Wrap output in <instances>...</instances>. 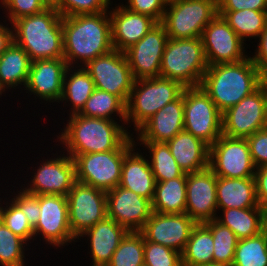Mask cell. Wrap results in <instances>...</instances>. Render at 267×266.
Returning a JSON list of instances; mask_svg holds the SVG:
<instances>
[{
  "label": "cell",
  "instance_id": "cell-1",
  "mask_svg": "<svg viewBox=\"0 0 267 266\" xmlns=\"http://www.w3.org/2000/svg\"><path fill=\"white\" fill-rule=\"evenodd\" d=\"M67 121L57 140L67 149L68 155L131 150L137 146L134 135L116 120L73 114Z\"/></svg>",
  "mask_w": 267,
  "mask_h": 266
},
{
  "label": "cell",
  "instance_id": "cell-2",
  "mask_svg": "<svg viewBox=\"0 0 267 266\" xmlns=\"http://www.w3.org/2000/svg\"><path fill=\"white\" fill-rule=\"evenodd\" d=\"M62 29L63 58L68 66L83 67L114 49L109 11L63 17Z\"/></svg>",
  "mask_w": 267,
  "mask_h": 266
},
{
  "label": "cell",
  "instance_id": "cell-3",
  "mask_svg": "<svg viewBox=\"0 0 267 266\" xmlns=\"http://www.w3.org/2000/svg\"><path fill=\"white\" fill-rule=\"evenodd\" d=\"M262 82L250 55L235 63L208 66L200 86L223 113L256 91Z\"/></svg>",
  "mask_w": 267,
  "mask_h": 266
},
{
  "label": "cell",
  "instance_id": "cell-4",
  "mask_svg": "<svg viewBox=\"0 0 267 266\" xmlns=\"http://www.w3.org/2000/svg\"><path fill=\"white\" fill-rule=\"evenodd\" d=\"M62 16L56 8H46L12 23L14 42L31 61L64 57Z\"/></svg>",
  "mask_w": 267,
  "mask_h": 266
},
{
  "label": "cell",
  "instance_id": "cell-5",
  "mask_svg": "<svg viewBox=\"0 0 267 266\" xmlns=\"http://www.w3.org/2000/svg\"><path fill=\"white\" fill-rule=\"evenodd\" d=\"M208 68L200 37L168 38L160 67V77L176 80L184 87L200 86Z\"/></svg>",
  "mask_w": 267,
  "mask_h": 266
},
{
  "label": "cell",
  "instance_id": "cell-6",
  "mask_svg": "<svg viewBox=\"0 0 267 266\" xmlns=\"http://www.w3.org/2000/svg\"><path fill=\"white\" fill-rule=\"evenodd\" d=\"M184 89L180 82L160 76L135 80L126 104V125L134 123L137 131L166 104L177 100Z\"/></svg>",
  "mask_w": 267,
  "mask_h": 266
},
{
  "label": "cell",
  "instance_id": "cell-7",
  "mask_svg": "<svg viewBox=\"0 0 267 266\" xmlns=\"http://www.w3.org/2000/svg\"><path fill=\"white\" fill-rule=\"evenodd\" d=\"M218 14L217 0H172L167 3L162 24L170 39L201 37Z\"/></svg>",
  "mask_w": 267,
  "mask_h": 266
},
{
  "label": "cell",
  "instance_id": "cell-8",
  "mask_svg": "<svg viewBox=\"0 0 267 266\" xmlns=\"http://www.w3.org/2000/svg\"><path fill=\"white\" fill-rule=\"evenodd\" d=\"M184 130L209 147L222 135V113L201 86L184 89Z\"/></svg>",
  "mask_w": 267,
  "mask_h": 266
},
{
  "label": "cell",
  "instance_id": "cell-9",
  "mask_svg": "<svg viewBox=\"0 0 267 266\" xmlns=\"http://www.w3.org/2000/svg\"><path fill=\"white\" fill-rule=\"evenodd\" d=\"M83 67L91 76L95 88L118 96L127 104L135 79L124 52L112 49Z\"/></svg>",
  "mask_w": 267,
  "mask_h": 266
},
{
  "label": "cell",
  "instance_id": "cell-10",
  "mask_svg": "<svg viewBox=\"0 0 267 266\" xmlns=\"http://www.w3.org/2000/svg\"><path fill=\"white\" fill-rule=\"evenodd\" d=\"M130 150H112L70 155L75 162L76 181L109 191L119 186L124 156Z\"/></svg>",
  "mask_w": 267,
  "mask_h": 266
},
{
  "label": "cell",
  "instance_id": "cell-11",
  "mask_svg": "<svg viewBox=\"0 0 267 266\" xmlns=\"http://www.w3.org/2000/svg\"><path fill=\"white\" fill-rule=\"evenodd\" d=\"M267 127V98L262 85L238 104L222 113V134L247 138Z\"/></svg>",
  "mask_w": 267,
  "mask_h": 266
},
{
  "label": "cell",
  "instance_id": "cell-12",
  "mask_svg": "<svg viewBox=\"0 0 267 266\" xmlns=\"http://www.w3.org/2000/svg\"><path fill=\"white\" fill-rule=\"evenodd\" d=\"M67 200L69 225L76 239L107 217L106 191L99 188L76 181Z\"/></svg>",
  "mask_w": 267,
  "mask_h": 266
},
{
  "label": "cell",
  "instance_id": "cell-13",
  "mask_svg": "<svg viewBox=\"0 0 267 266\" xmlns=\"http://www.w3.org/2000/svg\"><path fill=\"white\" fill-rule=\"evenodd\" d=\"M209 168L217 177H254L256 167L247 139L231 138L222 134L209 147Z\"/></svg>",
  "mask_w": 267,
  "mask_h": 266
},
{
  "label": "cell",
  "instance_id": "cell-14",
  "mask_svg": "<svg viewBox=\"0 0 267 266\" xmlns=\"http://www.w3.org/2000/svg\"><path fill=\"white\" fill-rule=\"evenodd\" d=\"M200 38L208 66L235 63L248 57L246 43L219 14L207 24Z\"/></svg>",
  "mask_w": 267,
  "mask_h": 266
},
{
  "label": "cell",
  "instance_id": "cell-15",
  "mask_svg": "<svg viewBox=\"0 0 267 266\" xmlns=\"http://www.w3.org/2000/svg\"><path fill=\"white\" fill-rule=\"evenodd\" d=\"M38 201L40 216L34 227V239L42 235L45 244L56 246V249L68 246L72 241L77 242L69 225L67 197L51 194L38 195Z\"/></svg>",
  "mask_w": 267,
  "mask_h": 266
},
{
  "label": "cell",
  "instance_id": "cell-16",
  "mask_svg": "<svg viewBox=\"0 0 267 266\" xmlns=\"http://www.w3.org/2000/svg\"><path fill=\"white\" fill-rule=\"evenodd\" d=\"M168 40L166 29L161 22L124 51L135 80L160 76L164 48Z\"/></svg>",
  "mask_w": 267,
  "mask_h": 266
},
{
  "label": "cell",
  "instance_id": "cell-17",
  "mask_svg": "<svg viewBox=\"0 0 267 266\" xmlns=\"http://www.w3.org/2000/svg\"><path fill=\"white\" fill-rule=\"evenodd\" d=\"M30 184L23 189L34 195H61L67 197L76 182L75 162L70 155H61L41 162Z\"/></svg>",
  "mask_w": 267,
  "mask_h": 266
},
{
  "label": "cell",
  "instance_id": "cell-18",
  "mask_svg": "<svg viewBox=\"0 0 267 266\" xmlns=\"http://www.w3.org/2000/svg\"><path fill=\"white\" fill-rule=\"evenodd\" d=\"M217 176L208 167L199 172L186 174V210L185 213L197 224L216 219Z\"/></svg>",
  "mask_w": 267,
  "mask_h": 266
},
{
  "label": "cell",
  "instance_id": "cell-19",
  "mask_svg": "<svg viewBox=\"0 0 267 266\" xmlns=\"http://www.w3.org/2000/svg\"><path fill=\"white\" fill-rule=\"evenodd\" d=\"M106 198L107 217L128 232H140L153 212L151 200L121 186L107 191Z\"/></svg>",
  "mask_w": 267,
  "mask_h": 266
},
{
  "label": "cell",
  "instance_id": "cell-20",
  "mask_svg": "<svg viewBox=\"0 0 267 266\" xmlns=\"http://www.w3.org/2000/svg\"><path fill=\"white\" fill-rule=\"evenodd\" d=\"M196 224L186 213L152 212L140 233L147 241L182 253Z\"/></svg>",
  "mask_w": 267,
  "mask_h": 266
},
{
  "label": "cell",
  "instance_id": "cell-21",
  "mask_svg": "<svg viewBox=\"0 0 267 266\" xmlns=\"http://www.w3.org/2000/svg\"><path fill=\"white\" fill-rule=\"evenodd\" d=\"M68 65L64 58L31 61L24 90L47 102H58L62 97L63 79Z\"/></svg>",
  "mask_w": 267,
  "mask_h": 266
},
{
  "label": "cell",
  "instance_id": "cell-22",
  "mask_svg": "<svg viewBox=\"0 0 267 266\" xmlns=\"http://www.w3.org/2000/svg\"><path fill=\"white\" fill-rule=\"evenodd\" d=\"M122 5L109 10L111 18L112 45L124 52L144 37L158 22L152 17L135 13Z\"/></svg>",
  "mask_w": 267,
  "mask_h": 266
},
{
  "label": "cell",
  "instance_id": "cell-23",
  "mask_svg": "<svg viewBox=\"0 0 267 266\" xmlns=\"http://www.w3.org/2000/svg\"><path fill=\"white\" fill-rule=\"evenodd\" d=\"M184 130V90L175 101L166 104L135 133L137 141L168 142ZM139 136V137H138Z\"/></svg>",
  "mask_w": 267,
  "mask_h": 266
},
{
  "label": "cell",
  "instance_id": "cell-24",
  "mask_svg": "<svg viewBox=\"0 0 267 266\" xmlns=\"http://www.w3.org/2000/svg\"><path fill=\"white\" fill-rule=\"evenodd\" d=\"M128 231L114 219L106 217L94 226L84 231L77 239H90V252L93 265H108L112 255Z\"/></svg>",
  "mask_w": 267,
  "mask_h": 266
},
{
  "label": "cell",
  "instance_id": "cell-25",
  "mask_svg": "<svg viewBox=\"0 0 267 266\" xmlns=\"http://www.w3.org/2000/svg\"><path fill=\"white\" fill-rule=\"evenodd\" d=\"M132 148L125 156L119 186L129 189L141 197L153 200L156 180L149 160Z\"/></svg>",
  "mask_w": 267,
  "mask_h": 266
},
{
  "label": "cell",
  "instance_id": "cell-26",
  "mask_svg": "<svg viewBox=\"0 0 267 266\" xmlns=\"http://www.w3.org/2000/svg\"><path fill=\"white\" fill-rule=\"evenodd\" d=\"M166 143L184 173L199 172L209 167V146L193 134L183 130Z\"/></svg>",
  "mask_w": 267,
  "mask_h": 266
},
{
  "label": "cell",
  "instance_id": "cell-27",
  "mask_svg": "<svg viewBox=\"0 0 267 266\" xmlns=\"http://www.w3.org/2000/svg\"><path fill=\"white\" fill-rule=\"evenodd\" d=\"M216 197L218 211L229 208L260 207L254 177H217Z\"/></svg>",
  "mask_w": 267,
  "mask_h": 266
},
{
  "label": "cell",
  "instance_id": "cell-28",
  "mask_svg": "<svg viewBox=\"0 0 267 266\" xmlns=\"http://www.w3.org/2000/svg\"><path fill=\"white\" fill-rule=\"evenodd\" d=\"M216 220L230 228L238 239L256 236L267 228V212L262 207L221 210Z\"/></svg>",
  "mask_w": 267,
  "mask_h": 266
},
{
  "label": "cell",
  "instance_id": "cell-29",
  "mask_svg": "<svg viewBox=\"0 0 267 266\" xmlns=\"http://www.w3.org/2000/svg\"><path fill=\"white\" fill-rule=\"evenodd\" d=\"M30 65L28 54L13 41L0 55V93L21 85L25 87Z\"/></svg>",
  "mask_w": 267,
  "mask_h": 266
},
{
  "label": "cell",
  "instance_id": "cell-30",
  "mask_svg": "<svg viewBox=\"0 0 267 266\" xmlns=\"http://www.w3.org/2000/svg\"><path fill=\"white\" fill-rule=\"evenodd\" d=\"M94 89V82L84 67H78V65L67 67L63 79V92L60 101L62 103L66 101L64 104H67L68 101L70 102L71 112L69 115L78 114L82 110Z\"/></svg>",
  "mask_w": 267,
  "mask_h": 266
},
{
  "label": "cell",
  "instance_id": "cell-31",
  "mask_svg": "<svg viewBox=\"0 0 267 266\" xmlns=\"http://www.w3.org/2000/svg\"><path fill=\"white\" fill-rule=\"evenodd\" d=\"M152 210L163 214H180L186 210V177L156 182Z\"/></svg>",
  "mask_w": 267,
  "mask_h": 266
},
{
  "label": "cell",
  "instance_id": "cell-32",
  "mask_svg": "<svg viewBox=\"0 0 267 266\" xmlns=\"http://www.w3.org/2000/svg\"><path fill=\"white\" fill-rule=\"evenodd\" d=\"M214 241L211 231L203 224H196L181 253L182 266H204L213 263Z\"/></svg>",
  "mask_w": 267,
  "mask_h": 266
},
{
  "label": "cell",
  "instance_id": "cell-33",
  "mask_svg": "<svg viewBox=\"0 0 267 266\" xmlns=\"http://www.w3.org/2000/svg\"><path fill=\"white\" fill-rule=\"evenodd\" d=\"M141 143V144H139ZM150 153V167L156 182H164L178 177H186V173L179 167L172 156L168 144L165 142L139 141Z\"/></svg>",
  "mask_w": 267,
  "mask_h": 266
},
{
  "label": "cell",
  "instance_id": "cell-34",
  "mask_svg": "<svg viewBox=\"0 0 267 266\" xmlns=\"http://www.w3.org/2000/svg\"><path fill=\"white\" fill-rule=\"evenodd\" d=\"M218 14L223 16L229 26L245 42L247 38H259L267 25V11L245 9L218 11Z\"/></svg>",
  "mask_w": 267,
  "mask_h": 266
},
{
  "label": "cell",
  "instance_id": "cell-35",
  "mask_svg": "<svg viewBox=\"0 0 267 266\" xmlns=\"http://www.w3.org/2000/svg\"><path fill=\"white\" fill-rule=\"evenodd\" d=\"M78 114L107 120H114L111 116L118 114L119 122L123 121L122 124L126 125V104L118 96L97 88L94 89Z\"/></svg>",
  "mask_w": 267,
  "mask_h": 266
},
{
  "label": "cell",
  "instance_id": "cell-36",
  "mask_svg": "<svg viewBox=\"0 0 267 266\" xmlns=\"http://www.w3.org/2000/svg\"><path fill=\"white\" fill-rule=\"evenodd\" d=\"M232 266H267V228L238 240Z\"/></svg>",
  "mask_w": 267,
  "mask_h": 266
},
{
  "label": "cell",
  "instance_id": "cell-37",
  "mask_svg": "<svg viewBox=\"0 0 267 266\" xmlns=\"http://www.w3.org/2000/svg\"><path fill=\"white\" fill-rule=\"evenodd\" d=\"M212 233L214 241L213 262L233 264L238 238L234 232L216 219L203 223Z\"/></svg>",
  "mask_w": 267,
  "mask_h": 266
},
{
  "label": "cell",
  "instance_id": "cell-38",
  "mask_svg": "<svg viewBox=\"0 0 267 266\" xmlns=\"http://www.w3.org/2000/svg\"><path fill=\"white\" fill-rule=\"evenodd\" d=\"M143 264L144 236L140 232H128L107 266H142Z\"/></svg>",
  "mask_w": 267,
  "mask_h": 266
},
{
  "label": "cell",
  "instance_id": "cell-39",
  "mask_svg": "<svg viewBox=\"0 0 267 266\" xmlns=\"http://www.w3.org/2000/svg\"><path fill=\"white\" fill-rule=\"evenodd\" d=\"M29 245L20 236L14 234L0 220V265L24 266L25 246Z\"/></svg>",
  "mask_w": 267,
  "mask_h": 266
},
{
  "label": "cell",
  "instance_id": "cell-40",
  "mask_svg": "<svg viewBox=\"0 0 267 266\" xmlns=\"http://www.w3.org/2000/svg\"><path fill=\"white\" fill-rule=\"evenodd\" d=\"M9 202L6 201L5 207L0 203V220L26 242L32 239L34 241V228L28 222L27 216L12 200Z\"/></svg>",
  "mask_w": 267,
  "mask_h": 266
},
{
  "label": "cell",
  "instance_id": "cell-41",
  "mask_svg": "<svg viewBox=\"0 0 267 266\" xmlns=\"http://www.w3.org/2000/svg\"><path fill=\"white\" fill-rule=\"evenodd\" d=\"M144 264L148 266H182L181 253L144 238Z\"/></svg>",
  "mask_w": 267,
  "mask_h": 266
},
{
  "label": "cell",
  "instance_id": "cell-42",
  "mask_svg": "<svg viewBox=\"0 0 267 266\" xmlns=\"http://www.w3.org/2000/svg\"><path fill=\"white\" fill-rule=\"evenodd\" d=\"M111 0H60L56 7L62 17L108 11Z\"/></svg>",
  "mask_w": 267,
  "mask_h": 266
},
{
  "label": "cell",
  "instance_id": "cell-43",
  "mask_svg": "<svg viewBox=\"0 0 267 266\" xmlns=\"http://www.w3.org/2000/svg\"><path fill=\"white\" fill-rule=\"evenodd\" d=\"M0 3L6 9V20L11 24L19 18L38 14L47 8L41 0H0Z\"/></svg>",
  "mask_w": 267,
  "mask_h": 266
},
{
  "label": "cell",
  "instance_id": "cell-44",
  "mask_svg": "<svg viewBox=\"0 0 267 266\" xmlns=\"http://www.w3.org/2000/svg\"><path fill=\"white\" fill-rule=\"evenodd\" d=\"M27 216L28 222L34 228L39 221L40 206L38 201V195H34L26 192L24 189H20L15 193L11 199Z\"/></svg>",
  "mask_w": 267,
  "mask_h": 266
},
{
  "label": "cell",
  "instance_id": "cell-45",
  "mask_svg": "<svg viewBox=\"0 0 267 266\" xmlns=\"http://www.w3.org/2000/svg\"><path fill=\"white\" fill-rule=\"evenodd\" d=\"M167 3V0H128L124 7L132 12L148 15L157 22H162Z\"/></svg>",
  "mask_w": 267,
  "mask_h": 266
},
{
  "label": "cell",
  "instance_id": "cell-46",
  "mask_svg": "<svg viewBox=\"0 0 267 266\" xmlns=\"http://www.w3.org/2000/svg\"><path fill=\"white\" fill-rule=\"evenodd\" d=\"M256 168L267 165V127L246 138Z\"/></svg>",
  "mask_w": 267,
  "mask_h": 266
},
{
  "label": "cell",
  "instance_id": "cell-47",
  "mask_svg": "<svg viewBox=\"0 0 267 266\" xmlns=\"http://www.w3.org/2000/svg\"><path fill=\"white\" fill-rule=\"evenodd\" d=\"M218 11H267V0H217Z\"/></svg>",
  "mask_w": 267,
  "mask_h": 266
},
{
  "label": "cell",
  "instance_id": "cell-48",
  "mask_svg": "<svg viewBox=\"0 0 267 266\" xmlns=\"http://www.w3.org/2000/svg\"><path fill=\"white\" fill-rule=\"evenodd\" d=\"M258 39V48H256L251 59L258 68L262 80L267 81V25Z\"/></svg>",
  "mask_w": 267,
  "mask_h": 266
},
{
  "label": "cell",
  "instance_id": "cell-49",
  "mask_svg": "<svg viewBox=\"0 0 267 266\" xmlns=\"http://www.w3.org/2000/svg\"><path fill=\"white\" fill-rule=\"evenodd\" d=\"M254 179L258 203L267 212V165L256 168Z\"/></svg>",
  "mask_w": 267,
  "mask_h": 266
},
{
  "label": "cell",
  "instance_id": "cell-50",
  "mask_svg": "<svg viewBox=\"0 0 267 266\" xmlns=\"http://www.w3.org/2000/svg\"><path fill=\"white\" fill-rule=\"evenodd\" d=\"M0 22V55L12 44L13 39V27H7Z\"/></svg>",
  "mask_w": 267,
  "mask_h": 266
},
{
  "label": "cell",
  "instance_id": "cell-51",
  "mask_svg": "<svg viewBox=\"0 0 267 266\" xmlns=\"http://www.w3.org/2000/svg\"><path fill=\"white\" fill-rule=\"evenodd\" d=\"M45 6L47 8H56L59 3H60V0H41Z\"/></svg>",
  "mask_w": 267,
  "mask_h": 266
},
{
  "label": "cell",
  "instance_id": "cell-52",
  "mask_svg": "<svg viewBox=\"0 0 267 266\" xmlns=\"http://www.w3.org/2000/svg\"><path fill=\"white\" fill-rule=\"evenodd\" d=\"M204 266H232V265H228V264H224V263H210Z\"/></svg>",
  "mask_w": 267,
  "mask_h": 266
},
{
  "label": "cell",
  "instance_id": "cell-53",
  "mask_svg": "<svg viewBox=\"0 0 267 266\" xmlns=\"http://www.w3.org/2000/svg\"><path fill=\"white\" fill-rule=\"evenodd\" d=\"M264 89H265V94H266V98H267V81H264Z\"/></svg>",
  "mask_w": 267,
  "mask_h": 266
}]
</instances>
